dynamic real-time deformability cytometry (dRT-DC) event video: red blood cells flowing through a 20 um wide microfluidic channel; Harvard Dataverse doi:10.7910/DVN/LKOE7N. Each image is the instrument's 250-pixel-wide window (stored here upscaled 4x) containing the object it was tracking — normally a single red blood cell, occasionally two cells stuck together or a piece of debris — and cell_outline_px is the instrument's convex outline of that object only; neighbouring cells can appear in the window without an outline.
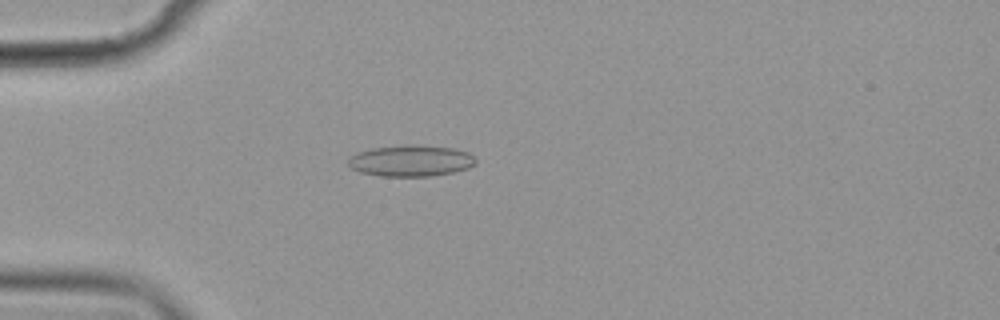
{"species": "common noctule bat (a hibernating species)", "species_latin": "Nyctalus noctula", "temperature_condition": "cold", "stored_images_in_passage": 56, "camera_frame_rate_fps": 3000, "um_per_image_px": 0.085, "animal": {"sex": "female", "body_mass_g": 19.9}, "frame": {"image": 1, "passage_image": 16, "time_ms": 5.0, "image_size_px": [1000, 320], "cell_outline_px": [[476, 164], [468, 168], [452, 172], [432, 176], [380, 176], [360, 172], [352, 168], [348, 164], [348, 160], [352, 156], [360, 152], [372, 148], [408, 144], [452, 148], [468, 152], [476, 160]], "centroid_in_image_um": [34.93, 13.67], "position_along_channel_um": 50.1, "area_um2": 23.06}}
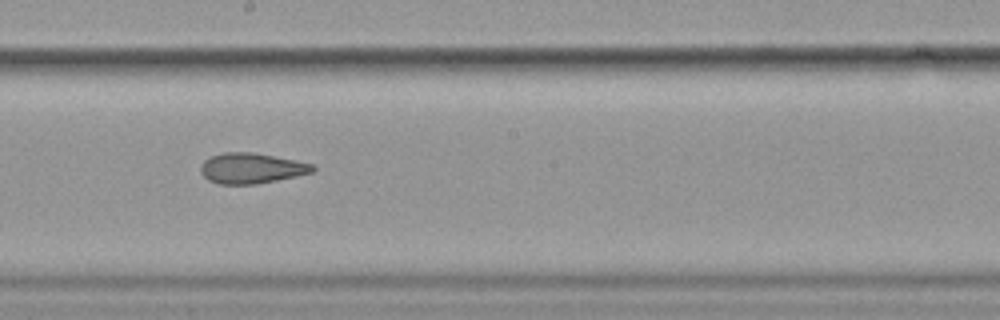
{"frame": {"image": 2, "passage_image": 32, "time_ms": 10.333, "image_size_px": [1000, 320], "cell_outline_px": [[316, 168], [312, 172], [276, 180], [256, 184], [216, 184], [208, 180], [200, 172], [200, 168], [204, 160], [212, 156], [224, 152], [252, 152], [312, 164]], "centroid_in_image_um": [21.31, 14.31], "position_along_channel_um": 226.9, "area_um2": 19.59}}
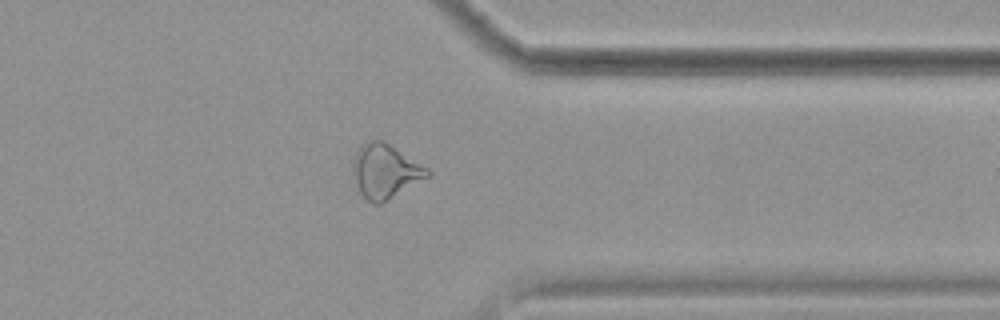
{"frame": {"image": 3, "passage_image": 45, "time_ms": 14.667, "image_size_px": [1000, 320], "cell_outline_px": [[432, 172], [428, 176], [380, 204], [372, 204], [360, 192], [352, 168], [352, 160], [360, 144], [372, 140], [384, 140], [428, 168]], "centroid_in_image_um": [32.73, 14.52], "position_along_channel_um": 378.7, "area_um2": 23.18}, "authors_computed_cell_mechanics": {"area_um2": 22.0796, "velocity_mm_per_s": 3.5898, "shape_relaxation_time_tau1_ms": null, "shape_relaxation_time_tau2_ms": 2.5816, "deformation_change_tau1": null, "deformation_change_tau2": 0.0973}}